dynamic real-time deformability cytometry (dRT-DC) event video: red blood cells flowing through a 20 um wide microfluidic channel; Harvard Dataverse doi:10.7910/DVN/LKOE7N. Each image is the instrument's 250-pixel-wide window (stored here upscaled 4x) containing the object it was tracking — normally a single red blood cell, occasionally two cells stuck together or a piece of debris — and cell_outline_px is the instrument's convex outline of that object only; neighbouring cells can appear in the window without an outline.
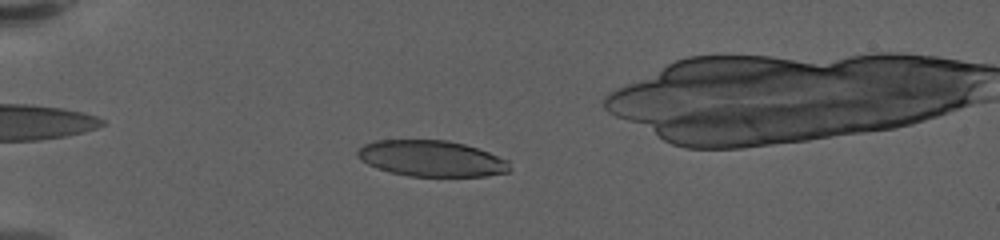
{"species": "human", "species_latin": "Homo sapiens", "temperature_condition": "warm", "stored_images_in_passage": 58, "camera_frame_rate_fps": 3000, "um_per_image_px": 0.085, "donor": {"sex": "female"}, "frame": {"image": 1, "passage_image": 18, "time_ms": 5.667, "image_size_px": [1000, 240], "cell_outline_px": [[508, 172], [484, 176], [408, 176], [388, 172], [368, 164], [360, 160], [356, 156], [356, 152], [364, 144], [376, 140], [444, 140], [464, 144], [488, 152], [508, 160]], "centroid_in_image_um": [36.62, 13.47], "position_along_channel_um": 48.4, "area_um2": 31.79}}
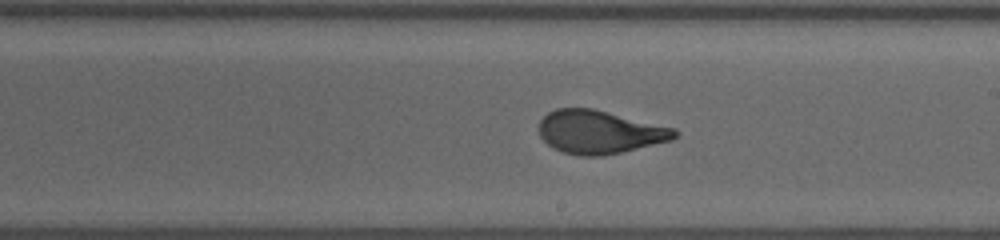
{"frame": {"image": 2, "passage_image": 37, "time_ms": 12.0, "image_size_px": [1000, 240], "cell_outline_px": [[680, 132], [672, 140], [620, 152], [600, 156], [580, 156], [560, 152], [552, 148], [540, 136], [540, 120], [548, 112], [556, 108], [592, 108], [676, 128]], "centroid_in_image_um": [50.96, 11.22], "position_along_channel_um": 238.0, "area_um2": 34.22}}
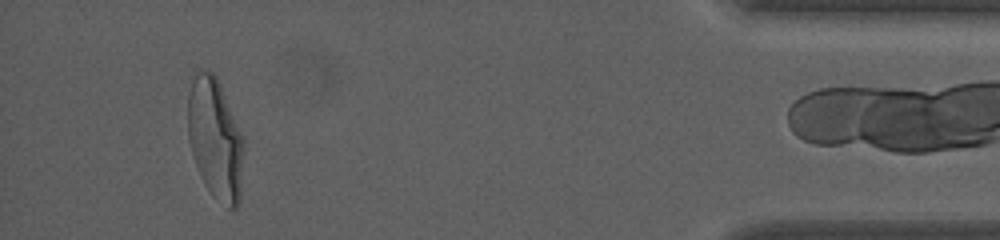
{"frame": {"image": 3, "passage_image": 57, "time_ms": 18.667, "image_size_px": [1000, 240], "cell_outline_px": [[244, 152], [240, 204], [236, 208], [228, 208], [212, 196], [204, 184], [200, 176], [188, 140], [188, 92], [196, 72], [200, 68], [208, 68], [216, 76], [220, 84], [244, 136]], "centroid_in_image_um": [18.32, 11.81], "position_along_channel_um": 416.9, "area_um2": 40.11}}